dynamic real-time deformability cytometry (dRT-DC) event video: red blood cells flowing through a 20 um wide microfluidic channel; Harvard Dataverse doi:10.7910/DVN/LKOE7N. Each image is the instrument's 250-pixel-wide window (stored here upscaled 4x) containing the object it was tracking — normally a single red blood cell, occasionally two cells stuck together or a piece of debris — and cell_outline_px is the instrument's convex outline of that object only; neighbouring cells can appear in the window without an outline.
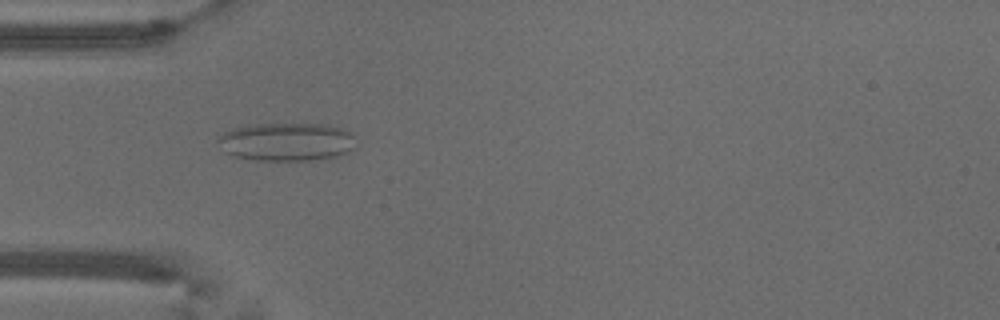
{"species": "common noctule bat (a hibernating species)", "species_latin": "Nyctalus noctula", "temperature_condition": "warm", "stored_images_in_passage": 38, "camera_frame_rate_fps": 3000, "um_per_image_px": 0.085, "animal": {"sex": "male", "body_mass_g": 18.8}, "frame": {"image": 1, "passage_image": 2, "time_ms": 0.333, "image_size_px": [1000, 320], "cell_outline_px": [[356, 148], [348, 152], [336, 156], [308, 160], [256, 160], [236, 156], [224, 152], [216, 140], [224, 132], [232, 128], [248, 124], [328, 124], [344, 128], [352, 132]], "centroid_in_image_um": [24.38, 12.04], "position_along_channel_um": 60.6, "area_um2": 30.98}}
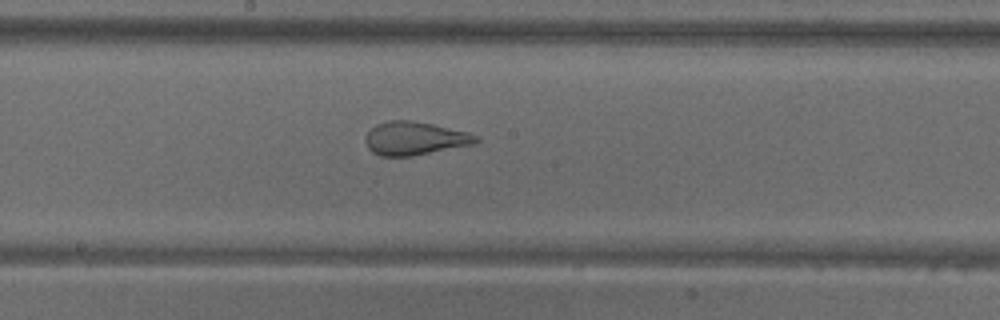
{"frame": {"image": 2, "passage_image": 14, "time_ms": 4.333, "image_size_px": [1000, 320], "cell_outline_px": [[480, 140], [472, 144], [412, 156], [380, 156], [372, 152], [368, 148], [364, 140], [364, 136], [376, 124], [388, 120], [412, 120], [432, 124], [468, 132], [480, 136]], "centroid_in_image_um": [35.22, 11.75], "position_along_channel_um": 213.0, "area_um2": 21.5}}
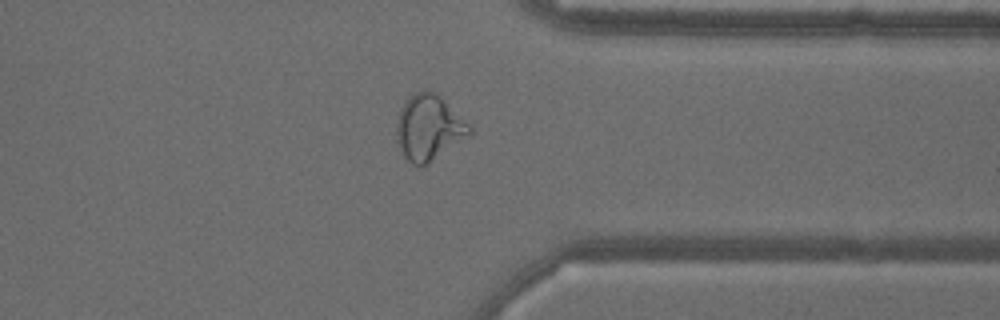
{"frame": {"image": 3, "passage_image": 27, "time_ms": 8.667, "image_size_px": [1000, 320], "cell_outline_px": [[472, 132], [428, 164], [420, 168], [412, 164], [404, 156], [396, 140], [396, 124], [400, 108], [416, 92], [428, 88], [436, 92], [472, 124]], "centroid_in_image_um": [36.46, 10.84], "position_along_channel_um": 374.9, "area_um2": 28.03}, "authors_computed_cell_mechanics": {"area_um2": 24.565, "velocity_mm_per_s": 3.8339, "shape_relaxation_time_tau1_ms": null, "shape_relaxation_time_tau2_ms": 0.6885, "deformation_change_tau1": null, "deformation_change_tau2": 0.0837}}